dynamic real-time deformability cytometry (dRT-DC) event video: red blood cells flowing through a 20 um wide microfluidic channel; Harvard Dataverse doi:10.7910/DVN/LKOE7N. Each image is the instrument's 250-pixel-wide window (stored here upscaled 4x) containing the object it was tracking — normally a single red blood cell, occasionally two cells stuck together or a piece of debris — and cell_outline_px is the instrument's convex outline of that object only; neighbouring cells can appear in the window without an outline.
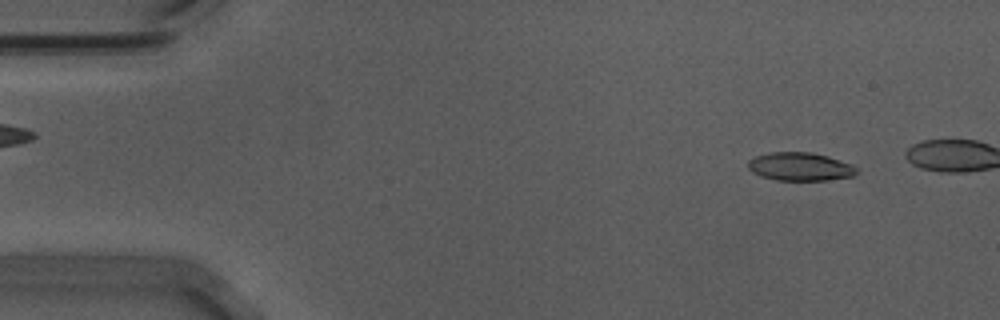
{"species": "Egyptian fruit bat (a non-hibernating species)", "species_latin": "Rousettus aegyptiacus", "temperature_condition": "warm", "stored_images_in_passage": 48, "camera_frame_rate_fps": 3000, "um_per_image_px": 0.085, "animal": {"sex": "male"}, "frame": {"image": 1, "passage_image": 5, "time_ms": 1.333, "image_size_px": [1000, 320], "cell_outline_px": [[860, 172], [852, 176], [828, 180], [776, 180], [760, 176], [752, 172], [748, 168], [748, 160], [756, 156], [768, 152], [812, 152], [828, 156], [852, 164]], "centroid_in_image_um": [68.01, 14.16], "position_along_channel_um": 17.0, "area_um2": 18.03}}
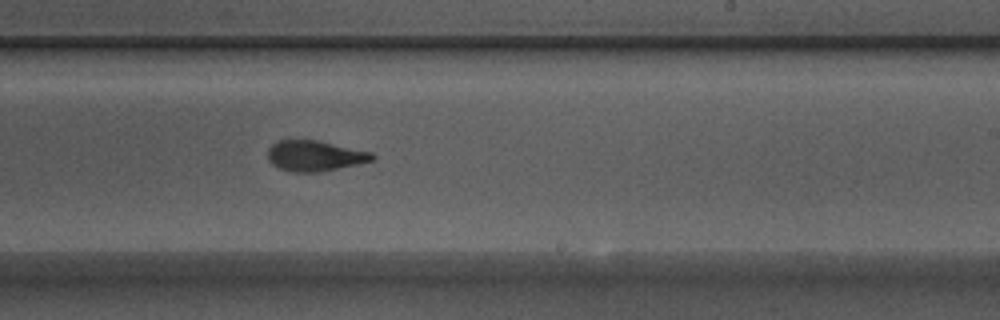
{"frame": {"image": 2, "passage_image": 33, "time_ms": 10.667, "image_size_px": [1000, 320], "cell_outline_px": [[376, 156], [372, 160], [356, 164], [320, 172], [296, 172], [280, 168], [272, 164], [268, 160], [268, 148], [276, 140], [316, 140], [372, 152]], "centroid_in_image_um": [26.73, 13.24], "position_along_channel_um": 262.3, "area_um2": 18.44}}
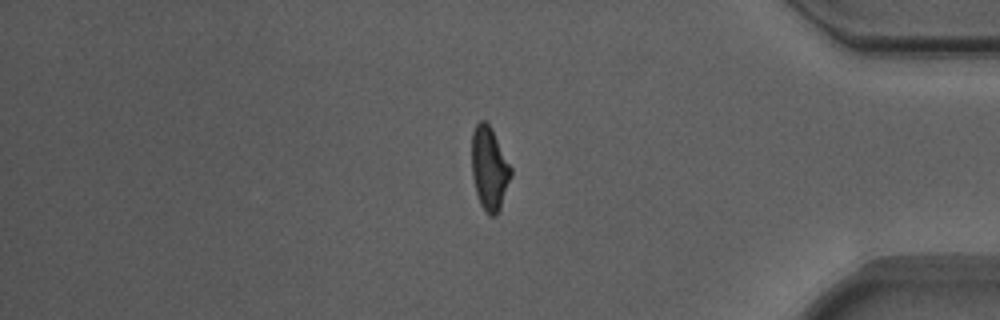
{"frame": {"image": 3, "passage_image": 46, "time_ms": 15.0, "image_size_px": [1000, 320], "cell_outline_px": [[512, 172], [500, 208], [496, 216], [488, 216], [480, 204], [476, 192], [472, 176], [472, 132], [476, 124], [480, 120], [484, 120], [492, 128], [512, 168]], "centroid_in_image_um": [41.59, 14.31], "position_along_channel_um": 393.6, "area_um2": 19.02}, "authors_computed_cell_mechanics": {"area_um2": 18.9006, "velocity_mm_per_s": 3.7116, "shape_relaxation_time_tau1_ms": 3.3856, "shape_relaxation_time_tau2_ms": 2.3618, "deformation_change_tau1": 0.1633, "deformation_change_tau2": 0.1133}}